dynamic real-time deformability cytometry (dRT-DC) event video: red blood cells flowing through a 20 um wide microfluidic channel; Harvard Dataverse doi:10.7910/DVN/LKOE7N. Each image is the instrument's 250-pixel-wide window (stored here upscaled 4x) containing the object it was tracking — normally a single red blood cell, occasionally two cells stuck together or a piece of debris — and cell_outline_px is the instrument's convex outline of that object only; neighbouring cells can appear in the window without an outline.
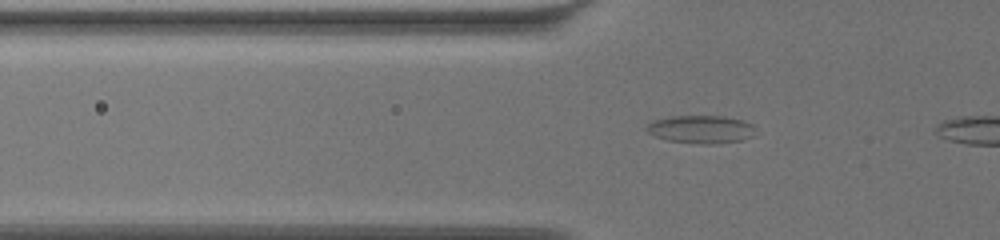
{"species": "common noctule bat (a hibernating species)", "species_latin": "Nyctalus noctula", "temperature_condition": "warm", "stored_images_in_passage": 13, "camera_frame_rate_fps": 3000, "um_per_image_px": 0.085, "animal": {"sex": "female", "body_mass_g": 19.5, "forearm_length_mm": 54.1}, "frame": {"image": 1, "passage_image": 10, "time_ms": 3.0, "image_size_px": [1000, 240], "cell_outline_px": [[756, 136], [740, 140], [716, 144], [700, 144], [668, 140], [652, 136], [644, 128], [652, 120], [672, 116], [724, 116], [740, 120], [752, 124]], "centroid_in_image_um": [59.56, 11.0], "position_along_channel_um": 66.2, "area_um2": 17.86}}